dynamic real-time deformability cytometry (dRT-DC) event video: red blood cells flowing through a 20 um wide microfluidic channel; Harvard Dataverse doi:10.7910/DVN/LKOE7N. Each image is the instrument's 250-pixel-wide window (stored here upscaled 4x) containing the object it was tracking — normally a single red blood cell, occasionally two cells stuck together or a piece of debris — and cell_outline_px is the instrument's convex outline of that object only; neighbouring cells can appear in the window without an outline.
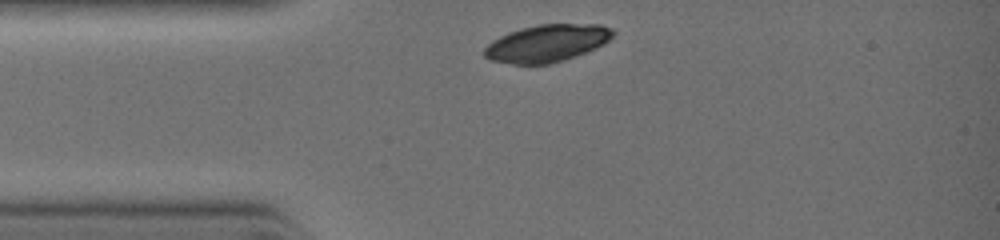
{"species": "common noctule bat (a hibernating species)", "species_latin": "Nyctalus noctula", "temperature_condition": "warm", "stored_images_in_passage": 3, "camera_frame_rate_fps": 3000, "um_per_image_px": 0.085, "animal": {"sex": "female", "body_mass_g": 19.0, "forearm_length_mm": 51.5}, "frame": {"image": 1, "passage_image": 1, "time_ms": 0.0, "image_size_px": [1000, 240], "cell_outline_px": [[616, 32], [604, 44], [596, 48], [548, 64], [512, 64], [488, 60], [484, 56], [484, 48], [492, 40], [508, 32], [540, 24], [600, 24], [612, 28]], "centroid_in_image_um": [46.47, 3.67], "position_along_channel_um": 38.5, "area_um2": 27.74}}